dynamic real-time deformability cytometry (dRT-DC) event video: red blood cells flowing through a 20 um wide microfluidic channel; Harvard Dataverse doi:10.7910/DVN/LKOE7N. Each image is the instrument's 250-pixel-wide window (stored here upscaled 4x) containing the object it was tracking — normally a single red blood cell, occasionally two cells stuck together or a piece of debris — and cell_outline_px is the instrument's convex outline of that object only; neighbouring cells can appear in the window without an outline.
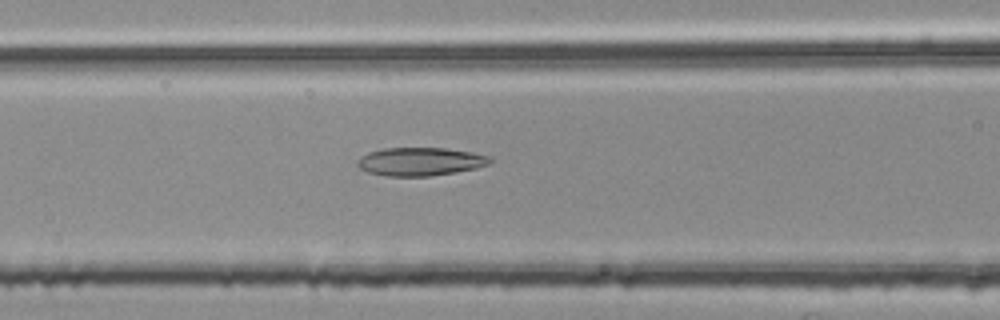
{"species": "common noctule bat (a hibernating species)", "species_latin": "Nyctalus noctula", "temperature_condition": "room temperature", "stored_images_in_passage": 33, "camera_frame_rate_fps": 3000, "um_per_image_px": 0.085, "animal": {"sex": "female", "body_mass_g": 25.1}, "frame": {"image": 1, "passage_image": 8, "time_ms": 2.333, "image_size_px": [1000, 320], "cell_outline_px": [[492, 160], [488, 164], [476, 168], [456, 172], [432, 176], [384, 176], [368, 172], [360, 168], [356, 164], [356, 160], [360, 156], [368, 152], [384, 148], [448, 148], [472, 152], [488, 156]], "centroid_in_image_um": [35.68, 13.73], "position_along_channel_um": 130.9, "area_um2": 21.96}}
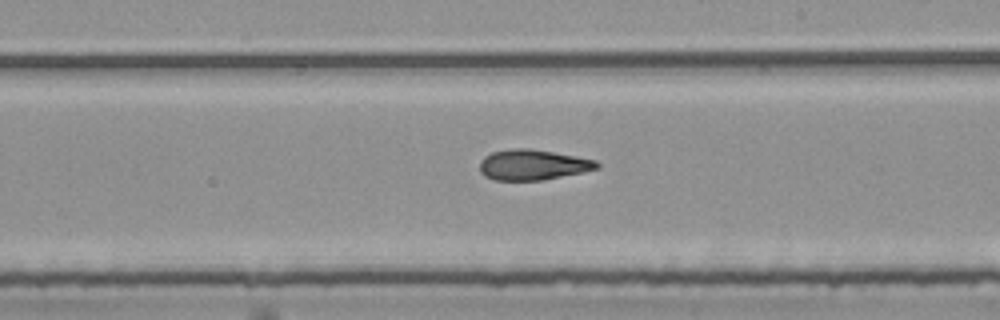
{"frame": {"image": 2, "passage_image": 17, "time_ms": 5.333, "image_size_px": [1000, 320], "cell_outline_px": [[600, 168], [584, 172], [544, 180], [496, 180], [484, 176], [480, 172], [480, 160], [484, 156], [492, 152], [512, 148], [528, 148], [576, 156], [596, 160], [600, 164]], "centroid_in_image_um": [45.3, 14.01], "position_along_channel_um": 243.7, "area_um2": 20.92}}
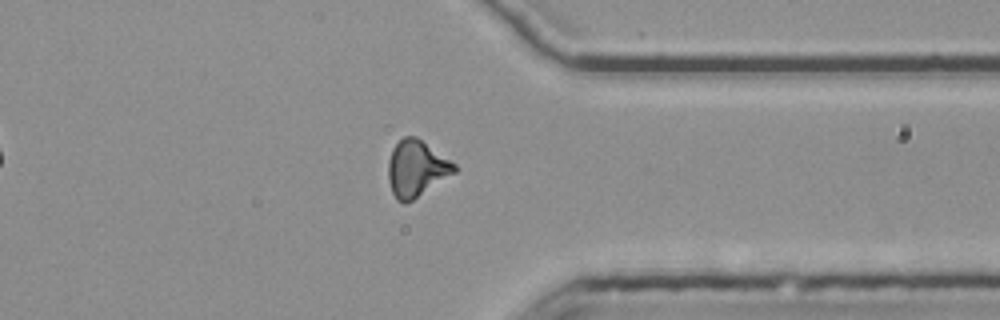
{"frame": {"image": 3, "passage_image": 28, "time_ms": 9.0, "image_size_px": [1000, 320], "cell_outline_px": [[456, 172], [412, 200], [404, 204], [396, 200], [392, 192], [388, 180], [388, 160], [392, 148], [404, 136], [416, 136], [456, 164]], "centroid_in_image_um": [35.37, 14.33], "position_along_channel_um": 376.0, "area_um2": 21.62}, "authors_computed_cell_mechanics": {"area_um2": 20.9814, "velocity_mm_per_s": 3.7731, "shape_relaxation_time_tau1_ms": null, "shape_relaxation_time_tau2_ms": 3.8772, "deformation_change_tau1": null, "deformation_change_tau2": 0.1372}}